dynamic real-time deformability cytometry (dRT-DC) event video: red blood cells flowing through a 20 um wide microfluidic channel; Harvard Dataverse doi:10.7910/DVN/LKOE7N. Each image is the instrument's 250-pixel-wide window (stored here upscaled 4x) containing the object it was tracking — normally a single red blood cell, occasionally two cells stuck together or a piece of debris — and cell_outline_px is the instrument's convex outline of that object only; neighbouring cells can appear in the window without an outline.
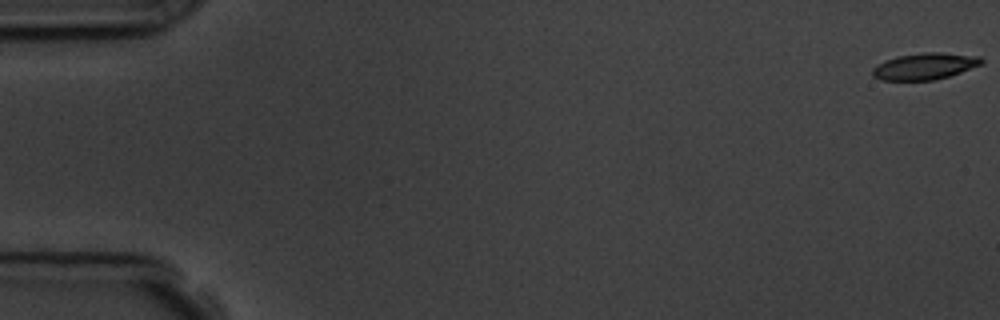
{"species": "common noctule bat (a hibernating species)", "species_latin": "Nyctalus noctula", "temperature_condition": "room temperature", "stored_images_in_passage": 57, "camera_frame_rate_fps": 3000, "um_per_image_px": 0.085, "animal": {"sex": "male", "body_mass_g": 19.5, "forearm_length_mm": 54.6}, "frame": {"image": 1, "passage_image": 1, "time_ms": 0.0, "image_size_px": [1000, 320], "cell_outline_px": [[984, 64], [948, 76], [932, 80], [880, 80], [872, 76], [872, 68], [876, 64], [896, 56], [924, 52], [940, 52], [980, 56], [984, 60]], "centroid_in_image_um": [78.6, 5.62], "position_along_channel_um": 6.4, "area_um2": 16.99}}
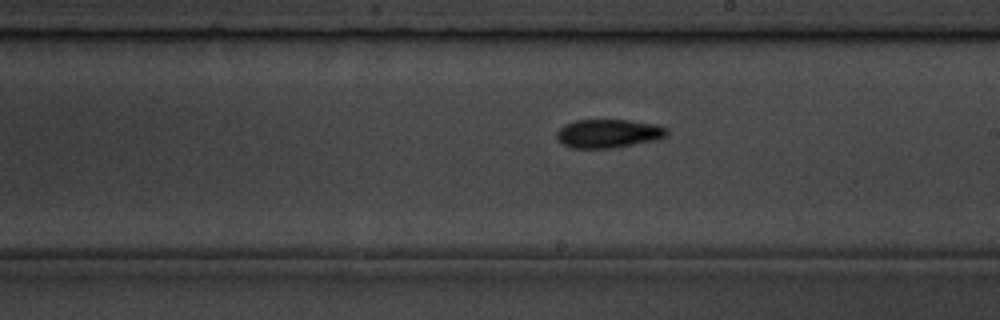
{"frame": {"image": 2, "passage_image": 33, "time_ms": 10.667, "image_size_px": [1000, 320], "cell_outline_px": [[668, 136], [656, 140], [612, 148], [572, 148], [560, 144], [556, 140], [556, 132], [564, 124], [576, 120], [628, 120], [656, 124], [668, 128]], "centroid_in_image_um": [51.69, 11.35], "position_along_channel_um": 237.3, "area_um2": 18.61}}
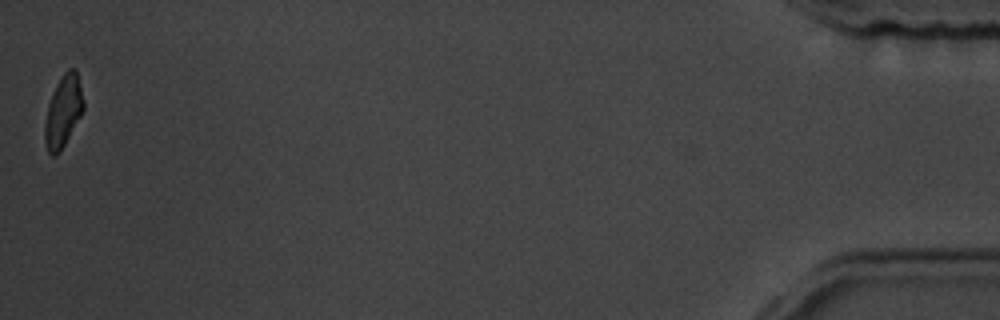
{"frame": {"image": 3, "passage_image": 57, "time_ms": 18.667, "image_size_px": [1000, 320], "cell_outline_px": [[84, 108], [80, 116], [64, 144], [56, 156], [52, 156], [48, 152], [44, 140], [44, 124], [48, 104], [52, 92], [56, 84], [64, 72], [68, 68], [76, 68], [84, 100]], "centroid_in_image_um": [5.36, 9.43], "position_along_channel_um": 429.8, "area_um2": 16.13}, "authors_computed_cell_mechanics": {"area_um2": 17.5712, "velocity_mm_per_s": 3.6187, "shape_relaxation_time_tau1_ms": 3.6038, "shape_relaxation_time_tau2_ms": 2.2069, "deformation_change_tau1": 0.1232, "deformation_change_tau2": 0.0785}}